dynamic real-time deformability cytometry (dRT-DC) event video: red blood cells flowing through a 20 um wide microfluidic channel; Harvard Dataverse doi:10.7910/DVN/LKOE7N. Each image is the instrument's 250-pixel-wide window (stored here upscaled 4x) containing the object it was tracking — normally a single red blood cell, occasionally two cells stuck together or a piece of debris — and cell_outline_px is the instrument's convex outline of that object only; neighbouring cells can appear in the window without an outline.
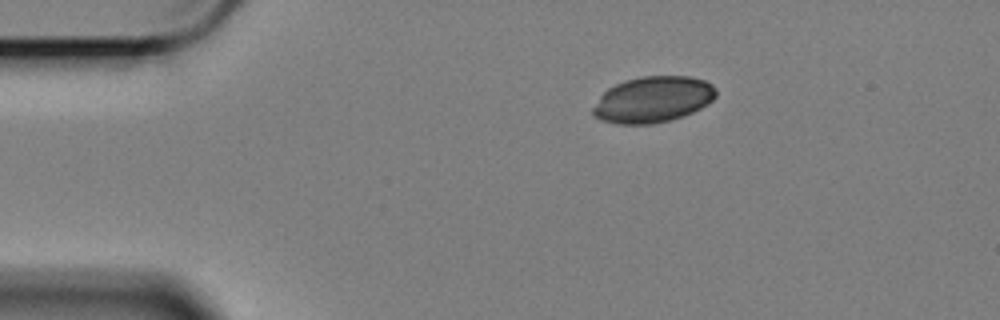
{"species": "Egyptian fruit bat (a non-hibernating species)", "species_latin": "Rousettus aegyptiacus", "temperature_condition": "cold", "stored_images_in_passage": 49, "camera_frame_rate_fps": 3000, "um_per_image_px": 0.085, "animal": {"sex": "female"}, "frame": {"image": 1, "passage_image": 1, "time_ms": 0.0, "image_size_px": [1000, 320], "cell_outline_px": [[716, 96], [708, 104], [692, 112], [672, 120], [652, 124], [616, 124], [600, 120], [592, 116], [592, 108], [600, 96], [608, 88], [624, 80], [640, 76], [688, 76], [704, 80], [712, 84], [716, 88]], "centroid_in_image_um": [55.48, 8.46], "position_along_channel_um": 29.5, "area_um2": 33.29}}
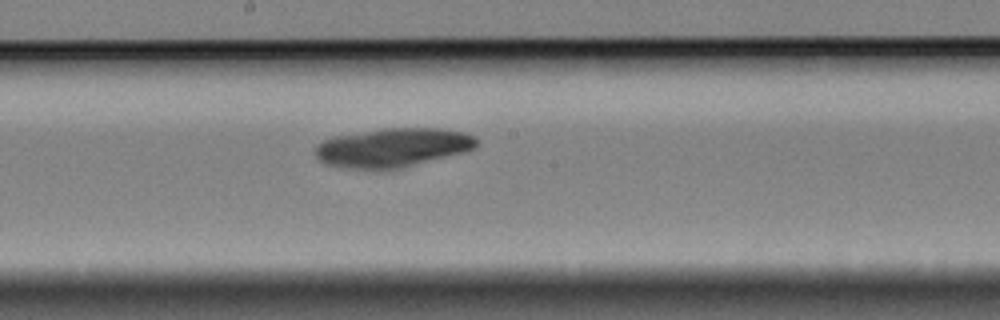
{"frame": {"image": 2, "passage_image": 22, "time_ms": 7.0, "image_size_px": [1000, 320], "cell_outline_px": [[476, 148], [468, 152], [384, 172], [380, 172], [344, 168], [324, 164], [316, 156], [316, 144], [332, 136], [384, 128], [440, 128], [464, 132], [476, 136]], "centroid_in_image_um": [33.38, 12.58], "position_along_channel_um": 214.8, "area_um2": 37.69}}
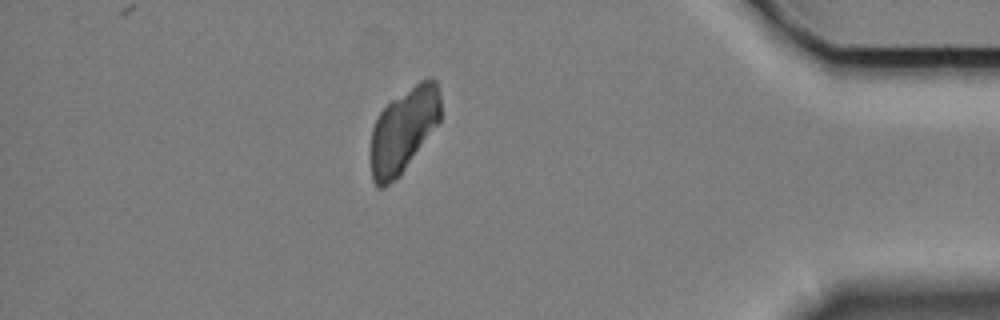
{"frame": {"image": 3, "passage_image": 42, "time_ms": 13.667, "image_size_px": [1000, 320], "cell_outline_px": [[440, 120], [400, 176], [384, 188], [376, 188], [372, 180], [372, 128], [380, 112], [392, 100], [420, 80], [428, 76], [432, 76], [436, 80], [440, 92]], "centroid_in_image_um": [34.32, 11.05], "position_along_channel_um": 400.9, "area_um2": 34.22}}